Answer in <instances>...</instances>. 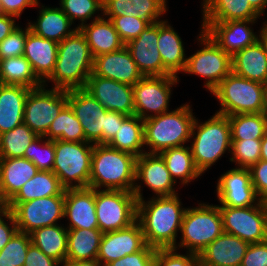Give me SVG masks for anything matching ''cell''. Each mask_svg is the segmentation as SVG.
<instances>
[{"instance_id": "cell-16", "label": "cell", "mask_w": 267, "mask_h": 266, "mask_svg": "<svg viewBox=\"0 0 267 266\" xmlns=\"http://www.w3.org/2000/svg\"><path fill=\"white\" fill-rule=\"evenodd\" d=\"M217 181L218 206L249 207L261 202L252 184L249 168H232Z\"/></svg>"}, {"instance_id": "cell-23", "label": "cell", "mask_w": 267, "mask_h": 266, "mask_svg": "<svg viewBox=\"0 0 267 266\" xmlns=\"http://www.w3.org/2000/svg\"><path fill=\"white\" fill-rule=\"evenodd\" d=\"M142 181L156 197L172 196L176 183L171 178L166 163L160 154L143 153L136 157L135 181Z\"/></svg>"}, {"instance_id": "cell-60", "label": "cell", "mask_w": 267, "mask_h": 266, "mask_svg": "<svg viewBox=\"0 0 267 266\" xmlns=\"http://www.w3.org/2000/svg\"><path fill=\"white\" fill-rule=\"evenodd\" d=\"M259 33V41L263 45L266 56H267V21L263 22V26L260 28Z\"/></svg>"}, {"instance_id": "cell-58", "label": "cell", "mask_w": 267, "mask_h": 266, "mask_svg": "<svg viewBox=\"0 0 267 266\" xmlns=\"http://www.w3.org/2000/svg\"><path fill=\"white\" fill-rule=\"evenodd\" d=\"M60 266H101L97 259L72 261L65 260Z\"/></svg>"}, {"instance_id": "cell-36", "label": "cell", "mask_w": 267, "mask_h": 266, "mask_svg": "<svg viewBox=\"0 0 267 266\" xmlns=\"http://www.w3.org/2000/svg\"><path fill=\"white\" fill-rule=\"evenodd\" d=\"M160 155L164 159L170 176L175 183H177V179H180L179 184L186 186L189 182L198 179L202 175L194 163L189 145L169 148L162 151Z\"/></svg>"}, {"instance_id": "cell-52", "label": "cell", "mask_w": 267, "mask_h": 266, "mask_svg": "<svg viewBox=\"0 0 267 266\" xmlns=\"http://www.w3.org/2000/svg\"><path fill=\"white\" fill-rule=\"evenodd\" d=\"M240 266H267V240L251 243Z\"/></svg>"}, {"instance_id": "cell-44", "label": "cell", "mask_w": 267, "mask_h": 266, "mask_svg": "<svg viewBox=\"0 0 267 266\" xmlns=\"http://www.w3.org/2000/svg\"><path fill=\"white\" fill-rule=\"evenodd\" d=\"M31 243L30 234L17 231L0 250V266H24Z\"/></svg>"}, {"instance_id": "cell-55", "label": "cell", "mask_w": 267, "mask_h": 266, "mask_svg": "<svg viewBox=\"0 0 267 266\" xmlns=\"http://www.w3.org/2000/svg\"><path fill=\"white\" fill-rule=\"evenodd\" d=\"M3 14L20 18L26 7H37L41 4L38 0H0Z\"/></svg>"}, {"instance_id": "cell-4", "label": "cell", "mask_w": 267, "mask_h": 266, "mask_svg": "<svg viewBox=\"0 0 267 266\" xmlns=\"http://www.w3.org/2000/svg\"><path fill=\"white\" fill-rule=\"evenodd\" d=\"M186 103L177 109L144 120V145L146 153L160 154L169 148L184 146L191 141L196 117Z\"/></svg>"}, {"instance_id": "cell-11", "label": "cell", "mask_w": 267, "mask_h": 266, "mask_svg": "<svg viewBox=\"0 0 267 266\" xmlns=\"http://www.w3.org/2000/svg\"><path fill=\"white\" fill-rule=\"evenodd\" d=\"M46 86L30 89L25 101L23 123L38 136H44L51 123L68 104L67 91Z\"/></svg>"}, {"instance_id": "cell-6", "label": "cell", "mask_w": 267, "mask_h": 266, "mask_svg": "<svg viewBox=\"0 0 267 266\" xmlns=\"http://www.w3.org/2000/svg\"><path fill=\"white\" fill-rule=\"evenodd\" d=\"M180 232L182 236L175 249L199 255L223 231L222 216L218 205L198 203L188 207L184 213ZM179 247V248H178Z\"/></svg>"}, {"instance_id": "cell-35", "label": "cell", "mask_w": 267, "mask_h": 266, "mask_svg": "<svg viewBox=\"0 0 267 266\" xmlns=\"http://www.w3.org/2000/svg\"><path fill=\"white\" fill-rule=\"evenodd\" d=\"M68 229L63 224L45 226L30 233L31 242L60 264L66 260Z\"/></svg>"}, {"instance_id": "cell-27", "label": "cell", "mask_w": 267, "mask_h": 266, "mask_svg": "<svg viewBox=\"0 0 267 266\" xmlns=\"http://www.w3.org/2000/svg\"><path fill=\"white\" fill-rule=\"evenodd\" d=\"M179 34L167 20L158 22V50L163 67L173 76L184 72L187 57Z\"/></svg>"}, {"instance_id": "cell-1", "label": "cell", "mask_w": 267, "mask_h": 266, "mask_svg": "<svg viewBox=\"0 0 267 266\" xmlns=\"http://www.w3.org/2000/svg\"><path fill=\"white\" fill-rule=\"evenodd\" d=\"M137 201V221L140 223L148 246L174 248L184 213L178 194L152 197L150 200Z\"/></svg>"}, {"instance_id": "cell-47", "label": "cell", "mask_w": 267, "mask_h": 266, "mask_svg": "<svg viewBox=\"0 0 267 266\" xmlns=\"http://www.w3.org/2000/svg\"><path fill=\"white\" fill-rule=\"evenodd\" d=\"M110 19L118 32L120 39L126 45L129 41L137 38L150 23L134 16L106 17Z\"/></svg>"}, {"instance_id": "cell-26", "label": "cell", "mask_w": 267, "mask_h": 266, "mask_svg": "<svg viewBox=\"0 0 267 266\" xmlns=\"http://www.w3.org/2000/svg\"><path fill=\"white\" fill-rule=\"evenodd\" d=\"M167 0H105L103 16H134L147 20L150 24L161 20L167 12Z\"/></svg>"}, {"instance_id": "cell-50", "label": "cell", "mask_w": 267, "mask_h": 266, "mask_svg": "<svg viewBox=\"0 0 267 266\" xmlns=\"http://www.w3.org/2000/svg\"><path fill=\"white\" fill-rule=\"evenodd\" d=\"M156 249L146 245L141 251L126 255L105 266H155Z\"/></svg>"}, {"instance_id": "cell-43", "label": "cell", "mask_w": 267, "mask_h": 266, "mask_svg": "<svg viewBox=\"0 0 267 266\" xmlns=\"http://www.w3.org/2000/svg\"><path fill=\"white\" fill-rule=\"evenodd\" d=\"M60 8L67 15L73 24L75 20H80L77 28L87 23V20L93 18L96 20L103 15V2L101 0H60ZM101 13L94 16L97 12ZM101 15V16H100ZM94 16V17H92Z\"/></svg>"}, {"instance_id": "cell-14", "label": "cell", "mask_w": 267, "mask_h": 266, "mask_svg": "<svg viewBox=\"0 0 267 266\" xmlns=\"http://www.w3.org/2000/svg\"><path fill=\"white\" fill-rule=\"evenodd\" d=\"M223 231L248 243L267 240V204L260 202L249 207L219 206Z\"/></svg>"}, {"instance_id": "cell-61", "label": "cell", "mask_w": 267, "mask_h": 266, "mask_svg": "<svg viewBox=\"0 0 267 266\" xmlns=\"http://www.w3.org/2000/svg\"><path fill=\"white\" fill-rule=\"evenodd\" d=\"M9 211V201L3 194L2 187L0 184V217Z\"/></svg>"}, {"instance_id": "cell-2", "label": "cell", "mask_w": 267, "mask_h": 266, "mask_svg": "<svg viewBox=\"0 0 267 266\" xmlns=\"http://www.w3.org/2000/svg\"><path fill=\"white\" fill-rule=\"evenodd\" d=\"M135 171L136 156L107 144H95L91 157L89 187L95 190L104 188L133 192L137 201L142 200V186L135 181Z\"/></svg>"}, {"instance_id": "cell-3", "label": "cell", "mask_w": 267, "mask_h": 266, "mask_svg": "<svg viewBox=\"0 0 267 266\" xmlns=\"http://www.w3.org/2000/svg\"><path fill=\"white\" fill-rule=\"evenodd\" d=\"M94 57L85 36L77 29L58 43L57 60L51 76L43 83L53 82L56 89L72 90L85 88L92 73ZM49 80V81H48Z\"/></svg>"}, {"instance_id": "cell-54", "label": "cell", "mask_w": 267, "mask_h": 266, "mask_svg": "<svg viewBox=\"0 0 267 266\" xmlns=\"http://www.w3.org/2000/svg\"><path fill=\"white\" fill-rule=\"evenodd\" d=\"M60 263L46 256L37 246L33 243L29 245L28 252L24 266H59Z\"/></svg>"}, {"instance_id": "cell-48", "label": "cell", "mask_w": 267, "mask_h": 266, "mask_svg": "<svg viewBox=\"0 0 267 266\" xmlns=\"http://www.w3.org/2000/svg\"><path fill=\"white\" fill-rule=\"evenodd\" d=\"M175 248H158L155 253V266H200L199 255L186 251L177 253Z\"/></svg>"}, {"instance_id": "cell-30", "label": "cell", "mask_w": 267, "mask_h": 266, "mask_svg": "<svg viewBox=\"0 0 267 266\" xmlns=\"http://www.w3.org/2000/svg\"><path fill=\"white\" fill-rule=\"evenodd\" d=\"M260 16L248 0L202 1V22L257 20Z\"/></svg>"}, {"instance_id": "cell-57", "label": "cell", "mask_w": 267, "mask_h": 266, "mask_svg": "<svg viewBox=\"0 0 267 266\" xmlns=\"http://www.w3.org/2000/svg\"><path fill=\"white\" fill-rule=\"evenodd\" d=\"M16 17L6 14L0 15V42L11 34L18 26L15 21Z\"/></svg>"}, {"instance_id": "cell-56", "label": "cell", "mask_w": 267, "mask_h": 266, "mask_svg": "<svg viewBox=\"0 0 267 266\" xmlns=\"http://www.w3.org/2000/svg\"><path fill=\"white\" fill-rule=\"evenodd\" d=\"M17 231L18 228L14 216L10 211L0 217V250L10 241Z\"/></svg>"}, {"instance_id": "cell-32", "label": "cell", "mask_w": 267, "mask_h": 266, "mask_svg": "<svg viewBox=\"0 0 267 266\" xmlns=\"http://www.w3.org/2000/svg\"><path fill=\"white\" fill-rule=\"evenodd\" d=\"M232 72L251 81L267 84V56L259 40L232 56Z\"/></svg>"}, {"instance_id": "cell-7", "label": "cell", "mask_w": 267, "mask_h": 266, "mask_svg": "<svg viewBox=\"0 0 267 266\" xmlns=\"http://www.w3.org/2000/svg\"><path fill=\"white\" fill-rule=\"evenodd\" d=\"M264 89V84L231 72L211 92L221 105L216 113L226 116L263 113Z\"/></svg>"}, {"instance_id": "cell-29", "label": "cell", "mask_w": 267, "mask_h": 266, "mask_svg": "<svg viewBox=\"0 0 267 266\" xmlns=\"http://www.w3.org/2000/svg\"><path fill=\"white\" fill-rule=\"evenodd\" d=\"M36 22H28L30 31L36 35L57 43L72 35L78 28H70L73 23L60 7L51 8L42 5Z\"/></svg>"}, {"instance_id": "cell-31", "label": "cell", "mask_w": 267, "mask_h": 266, "mask_svg": "<svg viewBox=\"0 0 267 266\" xmlns=\"http://www.w3.org/2000/svg\"><path fill=\"white\" fill-rule=\"evenodd\" d=\"M29 88L0 83V134L23 123Z\"/></svg>"}, {"instance_id": "cell-20", "label": "cell", "mask_w": 267, "mask_h": 266, "mask_svg": "<svg viewBox=\"0 0 267 266\" xmlns=\"http://www.w3.org/2000/svg\"><path fill=\"white\" fill-rule=\"evenodd\" d=\"M157 42L158 22H155L145 28L137 38L125 45L143 76L171 75L163 67Z\"/></svg>"}, {"instance_id": "cell-46", "label": "cell", "mask_w": 267, "mask_h": 266, "mask_svg": "<svg viewBox=\"0 0 267 266\" xmlns=\"http://www.w3.org/2000/svg\"><path fill=\"white\" fill-rule=\"evenodd\" d=\"M261 140L232 141L230 162L241 168H250L261 160Z\"/></svg>"}, {"instance_id": "cell-28", "label": "cell", "mask_w": 267, "mask_h": 266, "mask_svg": "<svg viewBox=\"0 0 267 266\" xmlns=\"http://www.w3.org/2000/svg\"><path fill=\"white\" fill-rule=\"evenodd\" d=\"M78 29L85 36L93 57L117 51L125 46L113 23L106 17L91 19L89 24Z\"/></svg>"}, {"instance_id": "cell-19", "label": "cell", "mask_w": 267, "mask_h": 266, "mask_svg": "<svg viewBox=\"0 0 267 266\" xmlns=\"http://www.w3.org/2000/svg\"><path fill=\"white\" fill-rule=\"evenodd\" d=\"M85 89L108 111L134 115L133 86L94 75L88 77Z\"/></svg>"}, {"instance_id": "cell-9", "label": "cell", "mask_w": 267, "mask_h": 266, "mask_svg": "<svg viewBox=\"0 0 267 266\" xmlns=\"http://www.w3.org/2000/svg\"><path fill=\"white\" fill-rule=\"evenodd\" d=\"M198 40L202 48L187 56L184 73L206 78L204 86L212 92L232 72V57L202 30Z\"/></svg>"}, {"instance_id": "cell-25", "label": "cell", "mask_w": 267, "mask_h": 266, "mask_svg": "<svg viewBox=\"0 0 267 266\" xmlns=\"http://www.w3.org/2000/svg\"><path fill=\"white\" fill-rule=\"evenodd\" d=\"M58 43L40 37L26 26L24 57L30 62L37 78L44 83L53 73L57 60Z\"/></svg>"}, {"instance_id": "cell-10", "label": "cell", "mask_w": 267, "mask_h": 266, "mask_svg": "<svg viewBox=\"0 0 267 266\" xmlns=\"http://www.w3.org/2000/svg\"><path fill=\"white\" fill-rule=\"evenodd\" d=\"M95 208L103 234L124 229L137 219V199L133 192L95 190Z\"/></svg>"}, {"instance_id": "cell-49", "label": "cell", "mask_w": 267, "mask_h": 266, "mask_svg": "<svg viewBox=\"0 0 267 266\" xmlns=\"http://www.w3.org/2000/svg\"><path fill=\"white\" fill-rule=\"evenodd\" d=\"M25 41L26 27L23 29L18 26L11 34H9L2 42H0V59L23 55Z\"/></svg>"}, {"instance_id": "cell-17", "label": "cell", "mask_w": 267, "mask_h": 266, "mask_svg": "<svg viewBox=\"0 0 267 266\" xmlns=\"http://www.w3.org/2000/svg\"><path fill=\"white\" fill-rule=\"evenodd\" d=\"M68 104L80 122L86 142L102 144L106 110L85 88L67 91Z\"/></svg>"}, {"instance_id": "cell-40", "label": "cell", "mask_w": 267, "mask_h": 266, "mask_svg": "<svg viewBox=\"0 0 267 266\" xmlns=\"http://www.w3.org/2000/svg\"><path fill=\"white\" fill-rule=\"evenodd\" d=\"M44 137L52 141L86 142L83 128L69 104L54 119Z\"/></svg>"}, {"instance_id": "cell-22", "label": "cell", "mask_w": 267, "mask_h": 266, "mask_svg": "<svg viewBox=\"0 0 267 266\" xmlns=\"http://www.w3.org/2000/svg\"><path fill=\"white\" fill-rule=\"evenodd\" d=\"M64 218L69 221L67 229L99 228L95 189L90 187L65 189Z\"/></svg>"}, {"instance_id": "cell-15", "label": "cell", "mask_w": 267, "mask_h": 266, "mask_svg": "<svg viewBox=\"0 0 267 266\" xmlns=\"http://www.w3.org/2000/svg\"><path fill=\"white\" fill-rule=\"evenodd\" d=\"M256 22V20L202 22L200 30L204 31L224 52L232 57L259 40V35L250 26Z\"/></svg>"}, {"instance_id": "cell-5", "label": "cell", "mask_w": 267, "mask_h": 266, "mask_svg": "<svg viewBox=\"0 0 267 266\" xmlns=\"http://www.w3.org/2000/svg\"><path fill=\"white\" fill-rule=\"evenodd\" d=\"M194 163L201 174L205 173L221 158L231 151V125L228 116L215 113L205 122L195 119L190 140Z\"/></svg>"}, {"instance_id": "cell-37", "label": "cell", "mask_w": 267, "mask_h": 266, "mask_svg": "<svg viewBox=\"0 0 267 266\" xmlns=\"http://www.w3.org/2000/svg\"><path fill=\"white\" fill-rule=\"evenodd\" d=\"M107 145L136 157L141 156L146 152L144 150V120L137 115L128 116Z\"/></svg>"}, {"instance_id": "cell-64", "label": "cell", "mask_w": 267, "mask_h": 266, "mask_svg": "<svg viewBox=\"0 0 267 266\" xmlns=\"http://www.w3.org/2000/svg\"><path fill=\"white\" fill-rule=\"evenodd\" d=\"M3 14V10H2V5H1V1H0V15Z\"/></svg>"}, {"instance_id": "cell-45", "label": "cell", "mask_w": 267, "mask_h": 266, "mask_svg": "<svg viewBox=\"0 0 267 266\" xmlns=\"http://www.w3.org/2000/svg\"><path fill=\"white\" fill-rule=\"evenodd\" d=\"M24 158L31 161L38 170L52 172L55 162L54 141L38 136L26 149Z\"/></svg>"}, {"instance_id": "cell-41", "label": "cell", "mask_w": 267, "mask_h": 266, "mask_svg": "<svg viewBox=\"0 0 267 266\" xmlns=\"http://www.w3.org/2000/svg\"><path fill=\"white\" fill-rule=\"evenodd\" d=\"M232 141L262 140L267 132V117L264 113L236 114L228 116Z\"/></svg>"}, {"instance_id": "cell-18", "label": "cell", "mask_w": 267, "mask_h": 266, "mask_svg": "<svg viewBox=\"0 0 267 266\" xmlns=\"http://www.w3.org/2000/svg\"><path fill=\"white\" fill-rule=\"evenodd\" d=\"M146 245L141 225L136 220L124 229L103 234L97 260L101 266H105L126 255L141 251Z\"/></svg>"}, {"instance_id": "cell-34", "label": "cell", "mask_w": 267, "mask_h": 266, "mask_svg": "<svg viewBox=\"0 0 267 266\" xmlns=\"http://www.w3.org/2000/svg\"><path fill=\"white\" fill-rule=\"evenodd\" d=\"M102 236L99 228L68 229L66 260L97 259Z\"/></svg>"}, {"instance_id": "cell-39", "label": "cell", "mask_w": 267, "mask_h": 266, "mask_svg": "<svg viewBox=\"0 0 267 266\" xmlns=\"http://www.w3.org/2000/svg\"><path fill=\"white\" fill-rule=\"evenodd\" d=\"M0 83L23 86L29 89L43 85L24 55L0 59Z\"/></svg>"}, {"instance_id": "cell-62", "label": "cell", "mask_w": 267, "mask_h": 266, "mask_svg": "<svg viewBox=\"0 0 267 266\" xmlns=\"http://www.w3.org/2000/svg\"><path fill=\"white\" fill-rule=\"evenodd\" d=\"M261 141V160L267 161V132Z\"/></svg>"}, {"instance_id": "cell-21", "label": "cell", "mask_w": 267, "mask_h": 266, "mask_svg": "<svg viewBox=\"0 0 267 266\" xmlns=\"http://www.w3.org/2000/svg\"><path fill=\"white\" fill-rule=\"evenodd\" d=\"M92 74L132 86L143 77L126 46L94 57Z\"/></svg>"}, {"instance_id": "cell-63", "label": "cell", "mask_w": 267, "mask_h": 266, "mask_svg": "<svg viewBox=\"0 0 267 266\" xmlns=\"http://www.w3.org/2000/svg\"><path fill=\"white\" fill-rule=\"evenodd\" d=\"M263 113L267 117V84H265V89H264V108H263Z\"/></svg>"}, {"instance_id": "cell-59", "label": "cell", "mask_w": 267, "mask_h": 266, "mask_svg": "<svg viewBox=\"0 0 267 266\" xmlns=\"http://www.w3.org/2000/svg\"><path fill=\"white\" fill-rule=\"evenodd\" d=\"M251 6L262 16L265 15V9L267 8V0H248Z\"/></svg>"}, {"instance_id": "cell-53", "label": "cell", "mask_w": 267, "mask_h": 266, "mask_svg": "<svg viewBox=\"0 0 267 266\" xmlns=\"http://www.w3.org/2000/svg\"><path fill=\"white\" fill-rule=\"evenodd\" d=\"M126 114L107 111L105 114L104 129H102V144H108L117 134L122 122L127 118Z\"/></svg>"}, {"instance_id": "cell-8", "label": "cell", "mask_w": 267, "mask_h": 266, "mask_svg": "<svg viewBox=\"0 0 267 266\" xmlns=\"http://www.w3.org/2000/svg\"><path fill=\"white\" fill-rule=\"evenodd\" d=\"M53 173L65 189L89 187L94 145L89 142L54 140ZM74 182V183H73Z\"/></svg>"}, {"instance_id": "cell-13", "label": "cell", "mask_w": 267, "mask_h": 266, "mask_svg": "<svg viewBox=\"0 0 267 266\" xmlns=\"http://www.w3.org/2000/svg\"><path fill=\"white\" fill-rule=\"evenodd\" d=\"M177 83L179 77L173 75L143 76L133 86L134 115L146 120L170 111L171 89Z\"/></svg>"}, {"instance_id": "cell-38", "label": "cell", "mask_w": 267, "mask_h": 266, "mask_svg": "<svg viewBox=\"0 0 267 266\" xmlns=\"http://www.w3.org/2000/svg\"><path fill=\"white\" fill-rule=\"evenodd\" d=\"M53 195H65V188L53 172L39 170L9 202H26Z\"/></svg>"}, {"instance_id": "cell-42", "label": "cell", "mask_w": 267, "mask_h": 266, "mask_svg": "<svg viewBox=\"0 0 267 266\" xmlns=\"http://www.w3.org/2000/svg\"><path fill=\"white\" fill-rule=\"evenodd\" d=\"M37 137L24 123L3 132L0 134V159L24 157L26 149Z\"/></svg>"}, {"instance_id": "cell-24", "label": "cell", "mask_w": 267, "mask_h": 266, "mask_svg": "<svg viewBox=\"0 0 267 266\" xmlns=\"http://www.w3.org/2000/svg\"><path fill=\"white\" fill-rule=\"evenodd\" d=\"M250 243L223 232L200 254V266H240Z\"/></svg>"}, {"instance_id": "cell-51", "label": "cell", "mask_w": 267, "mask_h": 266, "mask_svg": "<svg viewBox=\"0 0 267 266\" xmlns=\"http://www.w3.org/2000/svg\"><path fill=\"white\" fill-rule=\"evenodd\" d=\"M252 184L261 202L267 204V161L260 160L250 168Z\"/></svg>"}, {"instance_id": "cell-33", "label": "cell", "mask_w": 267, "mask_h": 266, "mask_svg": "<svg viewBox=\"0 0 267 266\" xmlns=\"http://www.w3.org/2000/svg\"><path fill=\"white\" fill-rule=\"evenodd\" d=\"M38 171V168L24 157L0 159V184L6 199L10 201Z\"/></svg>"}, {"instance_id": "cell-12", "label": "cell", "mask_w": 267, "mask_h": 266, "mask_svg": "<svg viewBox=\"0 0 267 266\" xmlns=\"http://www.w3.org/2000/svg\"><path fill=\"white\" fill-rule=\"evenodd\" d=\"M65 195H53L26 202H9L18 231L30 234L35 229L59 224L64 218Z\"/></svg>"}]
</instances>
